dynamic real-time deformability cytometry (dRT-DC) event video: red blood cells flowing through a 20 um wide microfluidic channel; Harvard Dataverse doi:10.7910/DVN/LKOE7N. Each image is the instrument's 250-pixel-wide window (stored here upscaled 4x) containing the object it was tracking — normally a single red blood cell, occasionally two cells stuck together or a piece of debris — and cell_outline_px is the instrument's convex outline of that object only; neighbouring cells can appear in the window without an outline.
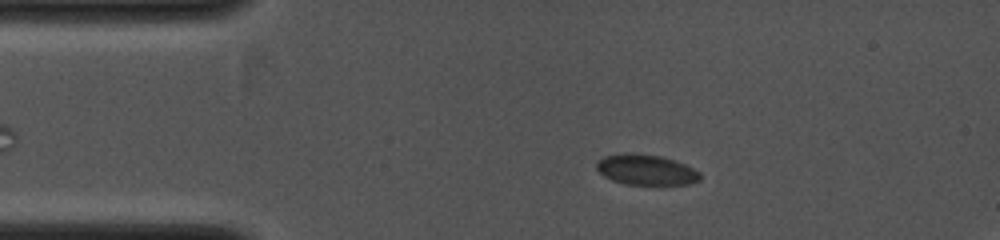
{"species": "common noctule bat (a hibernating species)", "species_latin": "Nyctalus noctula", "temperature_condition": "cold", "stored_images_in_passage": 32, "camera_frame_rate_fps": 4000, "um_per_image_px": 0.085, "animal": {"sex": "female", "body_mass_g": 19.0, "forearm_length_mm": 53.3}, "frame": {"image": 1, "passage_image": 3, "time_ms": 0.75, "image_size_px": [1000, 240], "cell_outline_px": [[700, 180], [692, 184], [660, 188], [624, 184], [612, 180], [604, 176], [596, 168], [596, 164], [604, 156], [660, 156], [684, 164], [700, 172]], "centroid_in_image_um": [55.02, 14.56], "position_along_channel_um": 30.0, "area_um2": 18.38}}
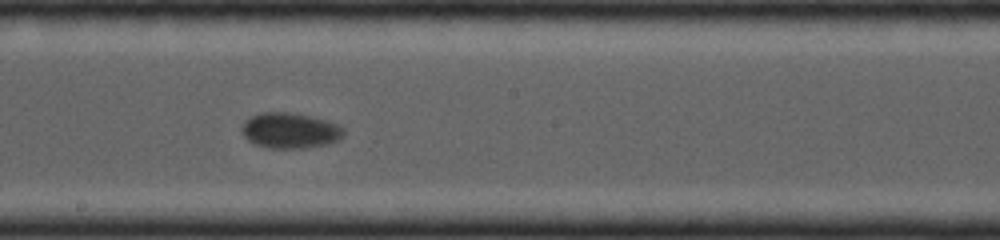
{"frame": {"image": 2, "passage_image": 15, "time_ms": 5.25, "image_size_px": [1000, 240], "cell_outline_px": [[344, 136], [340, 140], [328, 144], [304, 148], [268, 148], [256, 144], [248, 140], [244, 136], [244, 124], [252, 116], [264, 112], [292, 112], [312, 116], [328, 120], [344, 128]], "centroid_in_image_um": [24.74, 11.1], "position_along_channel_um": 223.5, "area_um2": 21.04}}
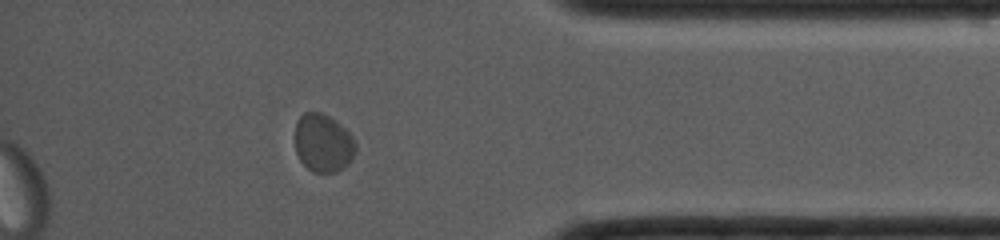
{"frame": {"image": 3, "passage_image": 27, "time_ms": 9.0, "image_size_px": [1000, 240], "cell_outline_px": [[356, 152], [348, 164], [344, 168], [336, 172], [312, 172], [300, 160], [296, 152], [296, 120], [304, 112], [320, 112], [336, 120], [352, 136], [356, 144]], "centroid_in_image_um": [27.48, 12.16], "position_along_channel_um": 407.7, "area_um2": 20.58}}